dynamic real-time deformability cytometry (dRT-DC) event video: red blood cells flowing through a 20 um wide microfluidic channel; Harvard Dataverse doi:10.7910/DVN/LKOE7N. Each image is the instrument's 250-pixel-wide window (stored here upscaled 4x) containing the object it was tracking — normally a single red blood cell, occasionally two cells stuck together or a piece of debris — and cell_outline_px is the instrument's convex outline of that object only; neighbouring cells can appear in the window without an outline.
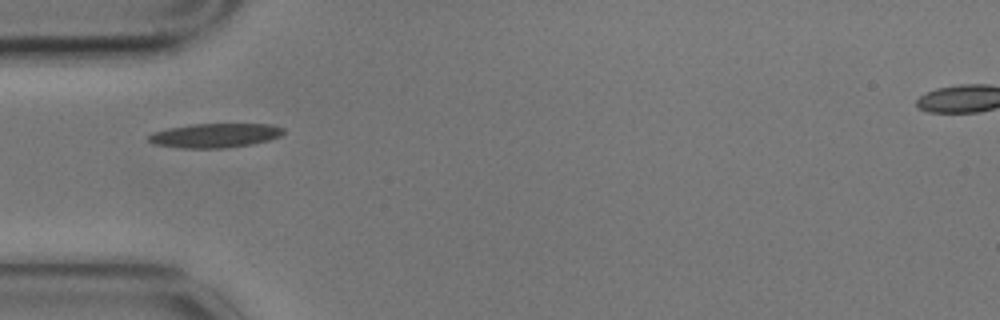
{"species": "common noctule bat (a hibernating species)", "species_latin": "Nyctalus noctula", "temperature_condition": "cold", "stored_images_in_passage": 1, "camera_frame_rate_fps": 3000, "um_per_image_px": 0.085, "animal": {"sex": "male", "body_mass_g": 17.9}, "frame": {"image": 1, "passage_image": 1, "time_ms": 0.0, "image_size_px": [1000, 320], "cell_outline_px": [[284, 132], [280, 136], [268, 140], [252, 144], [224, 148], [180, 148], [152, 144], [148, 140], [148, 136], [152, 132], [168, 128], [192, 124], [272, 124], [284, 128]], "centroid_in_image_um": [18.25, 11.51], "position_along_channel_um": 66.7, "area_um2": 19.13}}